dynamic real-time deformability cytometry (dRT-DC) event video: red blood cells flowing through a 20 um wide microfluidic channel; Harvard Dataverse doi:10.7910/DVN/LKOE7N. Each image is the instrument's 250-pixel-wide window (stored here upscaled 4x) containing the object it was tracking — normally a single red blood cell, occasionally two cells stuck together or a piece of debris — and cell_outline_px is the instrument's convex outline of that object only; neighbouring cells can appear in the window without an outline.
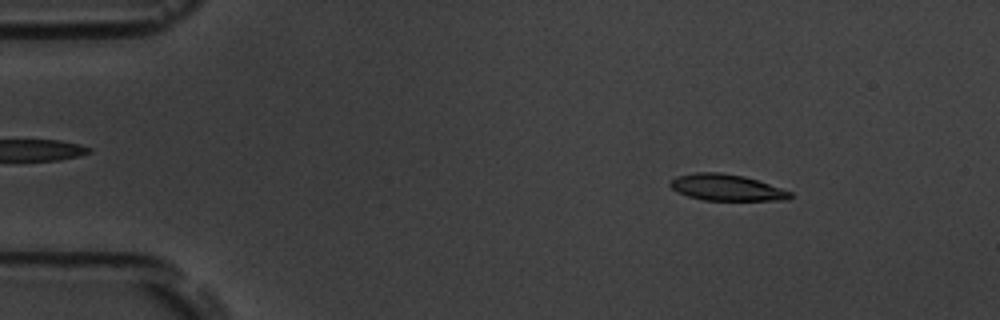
{"species": "common noctule bat (a hibernating species)", "species_latin": "Nyctalus noctula", "temperature_condition": "room temperature", "stored_images_in_passage": 56, "camera_frame_rate_fps": 3000, "um_per_image_px": 0.085, "animal": {"sex": "male", "body_mass_g": 19.5, "forearm_length_mm": 54.6}, "frame": {"image": 1, "passage_image": 7, "time_ms": 2.0, "image_size_px": [1000, 320], "cell_outline_px": [[792, 196], [788, 200], [704, 200], [688, 196], [672, 188], [668, 184], [672, 180], [680, 176], [696, 172], [720, 172], [744, 176], [792, 192]], "centroid_in_image_um": [61.77, 15.94], "position_along_channel_um": 23.2, "area_um2": 18.09}}
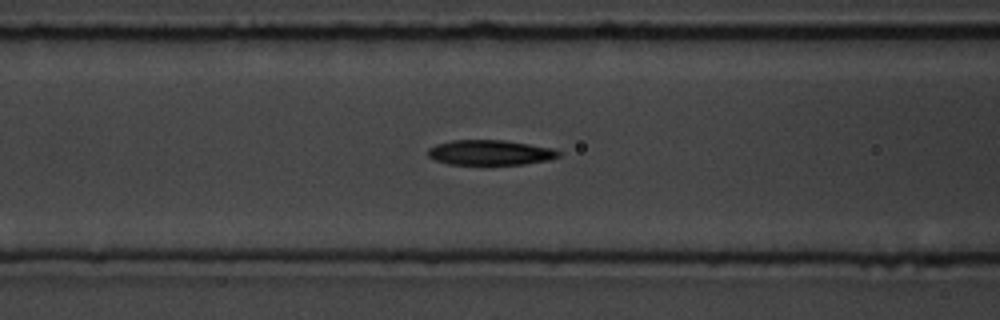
{"frame": {"image": 2, "passage_image": 22, "time_ms": 7.0, "image_size_px": [1000, 320], "cell_outline_px": [[560, 156], [548, 160], [524, 164], [448, 164], [436, 160], [428, 156], [428, 148], [436, 144], [452, 140], [504, 140], [552, 148], [560, 152]], "centroid_in_image_um": [41.65, 12.96], "position_along_channel_um": 125.0, "area_um2": 18.96}}
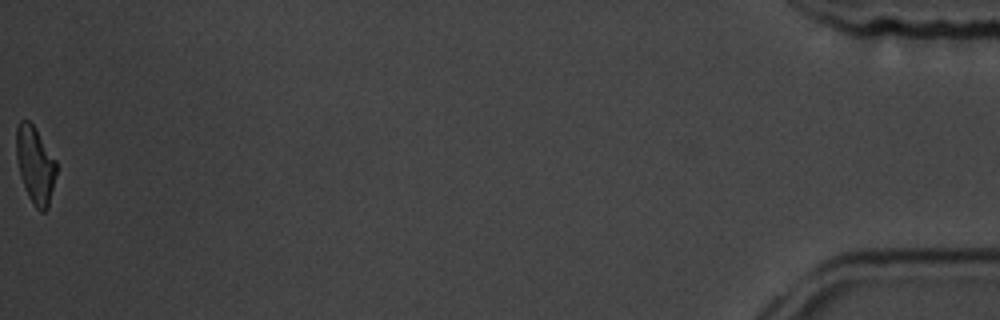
{"frame": {"image": 3, "passage_image": 56, "time_ms": 18.333, "image_size_px": [1000, 320], "cell_outline_px": [[56, 172], [48, 208], [44, 212], [40, 212], [32, 204], [28, 196], [20, 176], [16, 156], [16, 128], [20, 120], [28, 120], [36, 128], [56, 160]], "centroid_in_image_um": [2.98, 14.02], "position_along_channel_um": 432.2, "area_um2": 18.03}, "authors_computed_cell_mechanics": {"area_um2": 19.3341, "velocity_mm_per_s": 3.6116, "shape_relaxation_time_tau1_ms": 3.4928, "shape_relaxation_time_tau2_ms": 4.6126, "deformation_change_tau1": 0.1649, "deformation_change_tau2": 0.1003}}